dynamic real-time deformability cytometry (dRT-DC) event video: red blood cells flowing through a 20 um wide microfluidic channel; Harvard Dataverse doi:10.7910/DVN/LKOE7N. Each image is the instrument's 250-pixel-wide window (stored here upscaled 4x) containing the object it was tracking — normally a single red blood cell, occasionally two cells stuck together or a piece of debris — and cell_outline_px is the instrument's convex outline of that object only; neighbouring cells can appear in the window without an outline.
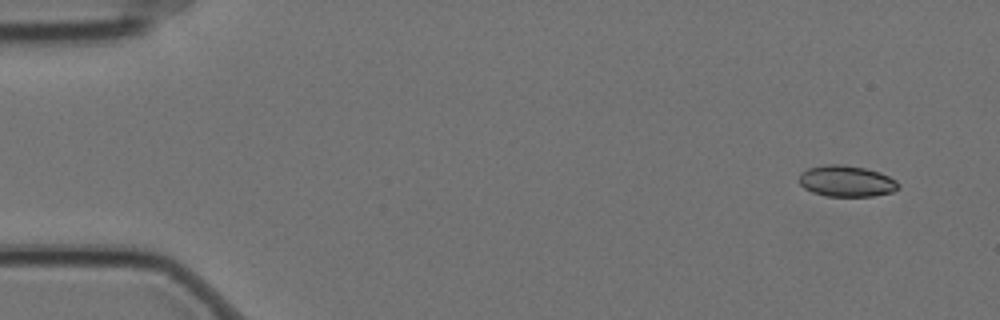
{"species": "Egyptian fruit bat (a non-hibernating species)", "species_latin": "Rousettus aegyptiacus", "temperature_condition": "cold", "stored_images_in_passage": 4, "camera_frame_rate_fps": 3000, "um_per_image_px": 0.085, "animal": {"sex": "female"}, "frame": {"image": 1, "passage_image": 1, "time_ms": 0.0, "image_size_px": [1000, 320], "cell_outline_px": [[900, 188], [892, 192], [872, 196], [824, 196], [812, 192], [804, 188], [800, 184], [800, 172], [808, 168], [828, 164], [840, 164], [864, 168], [880, 172], [896, 180], [900, 184]], "centroid_in_image_um": [71.96, 15.4], "position_along_channel_um": 13.0, "area_um2": 18.09}}